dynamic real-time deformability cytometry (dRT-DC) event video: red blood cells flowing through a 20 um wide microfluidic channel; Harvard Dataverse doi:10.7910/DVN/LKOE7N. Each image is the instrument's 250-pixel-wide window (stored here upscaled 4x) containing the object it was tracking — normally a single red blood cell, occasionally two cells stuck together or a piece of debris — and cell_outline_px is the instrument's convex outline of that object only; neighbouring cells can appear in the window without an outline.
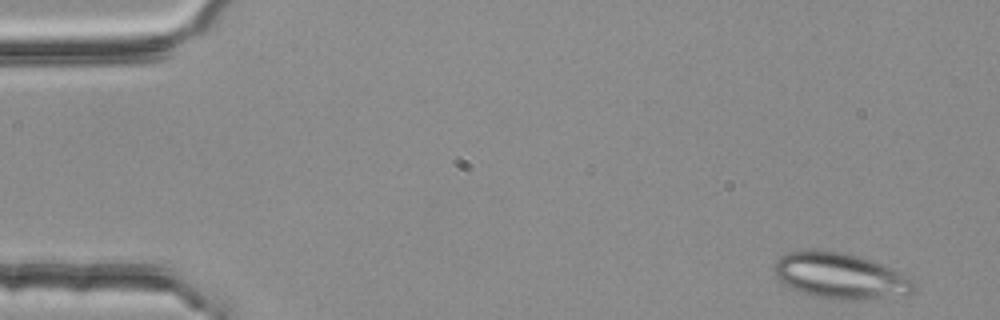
{"species": "common noctule bat (a hibernating species)", "species_latin": "Nyctalus noctula", "temperature_condition": "room temperature", "stored_images_in_passage": 3, "camera_frame_rate_fps": 3000, "um_per_image_px": 0.085, "animal": {"sex": "female", "body_mass_g": 25.1}, "frame": {"image": 1, "passage_image": 1, "time_ms": 0.0, "image_size_px": [1000, 320], "cell_outline_px": [[916, 288], [912, 292], [904, 296], [868, 300], [832, 300], [812, 296], [792, 288], [784, 284], [776, 276], [776, 260], [784, 252], [840, 252], [860, 256], [872, 260], [900, 272], [916, 280]], "centroid_in_image_um": [71.52, 23.5], "position_along_channel_um": 13.5, "area_um2": 37.34}}